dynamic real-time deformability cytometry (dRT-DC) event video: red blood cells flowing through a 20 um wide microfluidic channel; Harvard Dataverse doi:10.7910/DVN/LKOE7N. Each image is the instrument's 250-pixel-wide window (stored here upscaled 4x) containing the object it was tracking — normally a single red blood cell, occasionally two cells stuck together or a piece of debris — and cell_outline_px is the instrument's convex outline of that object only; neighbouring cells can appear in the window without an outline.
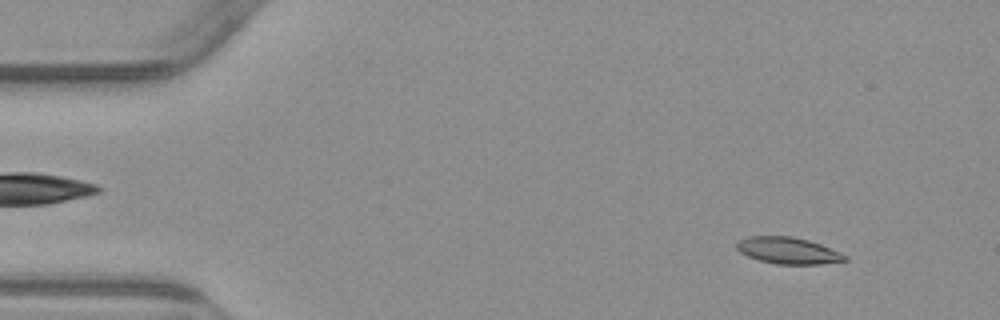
{"species": "common noctule bat (a hibernating species)", "species_latin": "Nyctalus noctula", "temperature_condition": "warm", "stored_images_in_passage": 7, "camera_frame_rate_fps": 3000, "um_per_image_px": 0.085, "animal": {"sex": "male", "body_mass_g": 23.1, "forearm_length_mm": 52.7}, "frame": {"image": 1, "passage_image": 1, "time_ms": 0.0, "image_size_px": [1000, 320], "cell_outline_px": [[848, 260], [820, 264], [776, 264], [760, 260], [748, 256], [740, 252], [736, 248], [736, 240], [748, 236], [792, 236], [808, 240], [820, 244], [840, 252], [848, 256]], "centroid_in_image_um": [66.97, 21.29], "position_along_channel_um": 18.0, "area_um2": 16.82}}
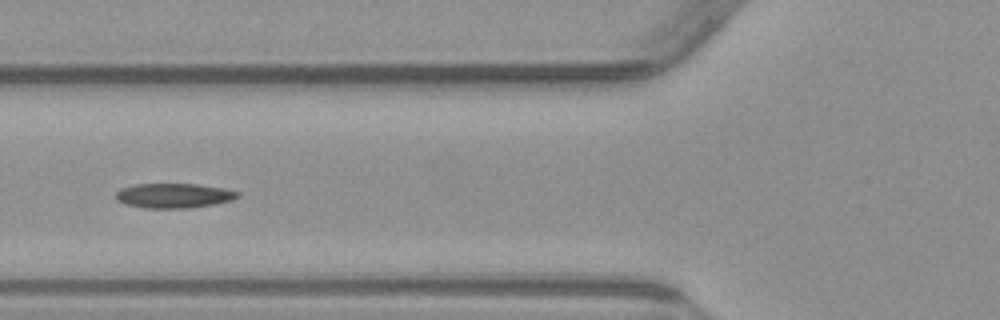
{"frame": {"image": 2, "passage_image": 5, "time_ms": 5.0, "image_size_px": [1000, 320], "cell_outline_px": [[240, 196], [232, 200], [212, 204], [188, 208], [144, 208], [124, 204], [116, 200], [116, 192], [120, 188], [136, 184], [196, 184], [224, 188], [240, 192]], "centroid_in_image_um": [14.75, 16.63], "position_along_channel_um": 111.0, "area_um2": 17.57}}
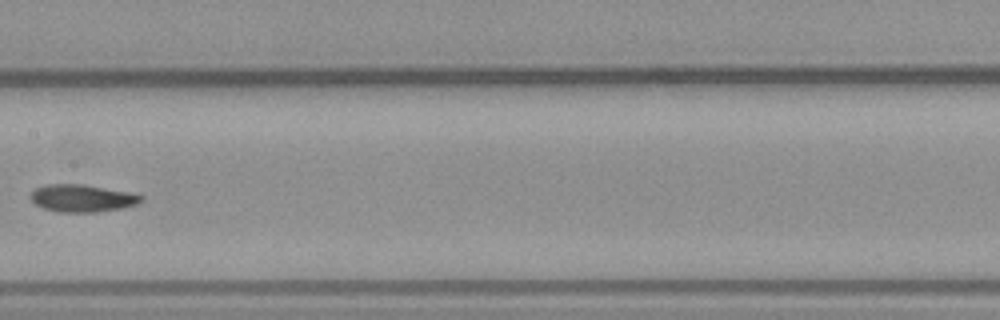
{"frame": {"image": 3, "passage_image": 7, "time_ms": 7.333, "image_size_px": [1000, 320], "cell_outline_px": [[144, 200], [136, 204], [124, 208], [96, 212], [60, 212], [44, 208], [36, 204], [32, 200], [32, 192], [36, 188], [48, 184], [84, 184], [132, 192], [144, 196]], "centroid_in_image_um": [7.06, 16.84], "position_along_channel_um": 200.3, "area_um2": 17.69}}